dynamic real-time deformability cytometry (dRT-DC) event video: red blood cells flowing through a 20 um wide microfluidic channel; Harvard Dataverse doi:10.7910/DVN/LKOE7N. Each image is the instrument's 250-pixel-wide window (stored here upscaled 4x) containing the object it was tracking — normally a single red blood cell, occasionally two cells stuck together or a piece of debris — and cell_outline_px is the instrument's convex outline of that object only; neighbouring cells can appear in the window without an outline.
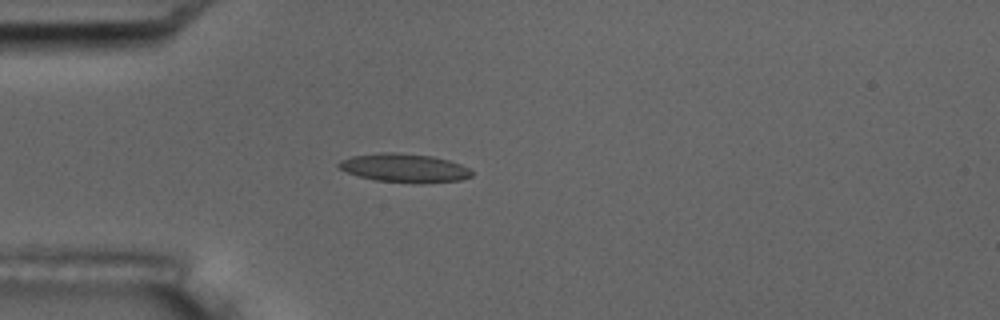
{"species": "common noctule bat (a hibernating species)", "species_latin": "Nyctalus noctula", "temperature_condition": "room temperature", "stored_images_in_passage": 5, "camera_frame_rate_fps": 3000, "um_per_image_px": 0.085, "animal": {"sex": "male", "body_mass_g": 17.5, "forearm_length_mm": 52.3}, "frame": {"image": 1, "passage_image": 5, "time_ms": 4.333, "image_size_px": [1000, 320], "cell_outline_px": [[472, 176], [460, 180], [420, 184], [376, 180], [360, 176], [348, 172], [340, 168], [336, 164], [340, 160], [352, 156], [380, 152], [392, 152], [432, 156], [448, 160], [460, 164], [468, 168], [472, 172]], "centroid_in_image_um": [34.38, 14.28], "position_along_channel_um": 50.6, "area_um2": 22.14}}